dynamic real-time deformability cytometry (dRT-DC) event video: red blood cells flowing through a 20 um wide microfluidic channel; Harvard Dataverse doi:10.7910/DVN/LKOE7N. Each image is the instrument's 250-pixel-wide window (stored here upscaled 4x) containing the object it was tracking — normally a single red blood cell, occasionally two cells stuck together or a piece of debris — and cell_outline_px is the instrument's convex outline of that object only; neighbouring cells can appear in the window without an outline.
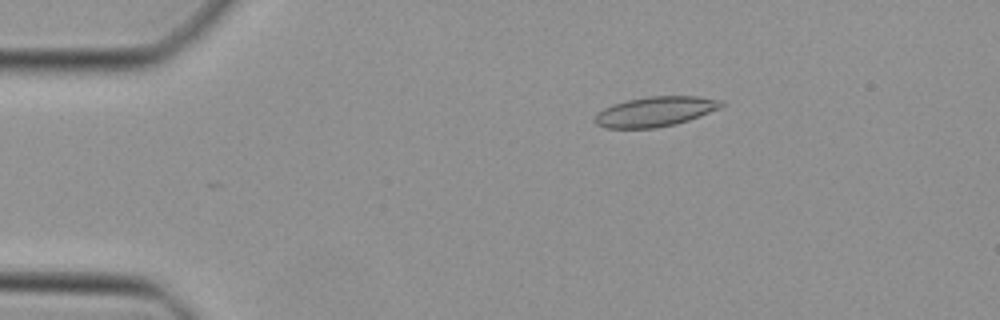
{"species": "Egyptian fruit bat (a non-hibernating species)", "species_latin": "Rousettus aegyptiacus", "temperature_condition": "cold", "stored_images_in_passage": 41, "camera_frame_rate_fps": 3000, "um_per_image_px": 0.085, "animal": {"sex": "female"}, "frame": {"image": 1, "passage_image": 2, "time_ms": 0.333, "image_size_px": [1000, 320], "cell_outline_px": [[724, 104], [720, 108], [700, 116], [676, 124], [656, 128], [604, 128], [596, 124], [592, 120], [604, 108], [612, 104], [628, 100], [648, 96], [696, 96], [724, 100]], "centroid_in_image_um": [55.71, 9.48], "position_along_channel_um": 29.3, "area_um2": 22.08}}
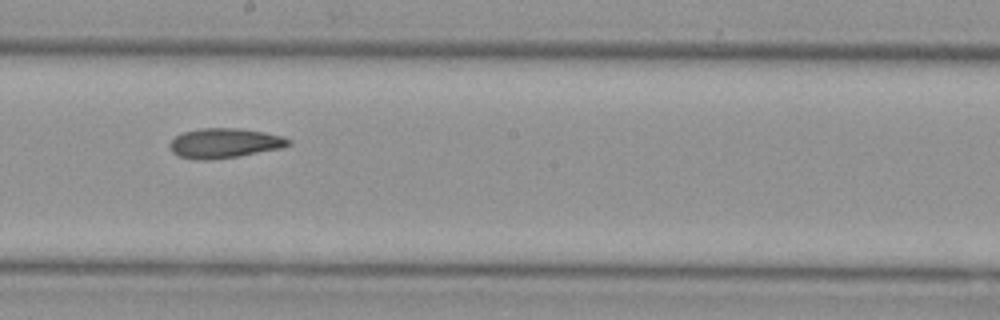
{"frame": {"image": 2, "passage_image": 20, "time_ms": 6.333, "image_size_px": [1000, 320], "cell_outline_px": [[292, 144], [280, 148], [236, 156], [208, 160], [196, 160], [176, 156], [172, 152], [168, 144], [176, 136], [184, 132], [200, 128], [240, 128], [264, 132], [284, 136], [292, 140]], "centroid_in_image_um": [19.07, 12.16], "position_along_channel_um": 229.1, "area_um2": 20.63}}
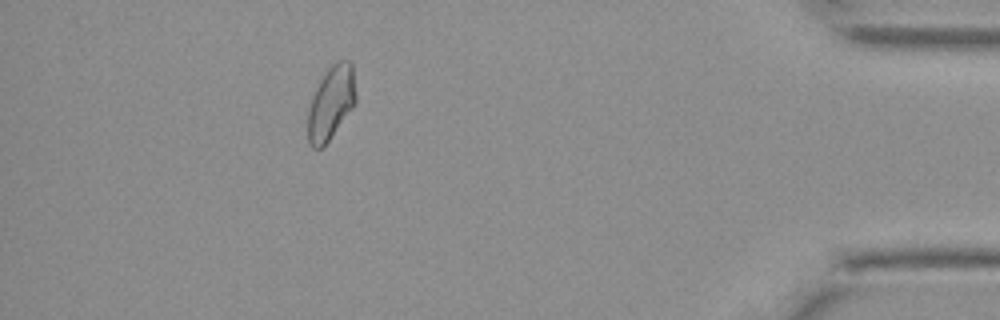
{"frame": {"image": 3, "passage_image": 36, "time_ms": 11.667, "image_size_px": [1000, 320], "cell_outline_px": [[356, 100], [352, 108], [328, 140], [320, 148], [312, 148], [308, 140], [308, 112], [316, 88], [320, 80], [328, 68], [332, 64], [340, 60], [348, 60], [352, 64], [356, 96]], "centroid_in_image_um": [28.14, 8.72], "position_along_channel_um": 407.1, "area_um2": 20.0}}